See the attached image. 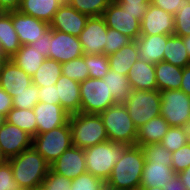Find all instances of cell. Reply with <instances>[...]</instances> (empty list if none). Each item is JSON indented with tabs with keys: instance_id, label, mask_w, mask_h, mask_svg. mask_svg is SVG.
<instances>
[{
	"instance_id": "d4e9b609",
	"label": "cell",
	"mask_w": 190,
	"mask_h": 190,
	"mask_svg": "<svg viewBox=\"0 0 190 190\" xmlns=\"http://www.w3.org/2000/svg\"><path fill=\"white\" fill-rule=\"evenodd\" d=\"M169 128V124L162 115L152 118L137 129L136 145L160 143Z\"/></svg>"
},
{
	"instance_id": "6da1fadb",
	"label": "cell",
	"mask_w": 190,
	"mask_h": 190,
	"mask_svg": "<svg viewBox=\"0 0 190 190\" xmlns=\"http://www.w3.org/2000/svg\"><path fill=\"white\" fill-rule=\"evenodd\" d=\"M145 158L140 146H129L116 162L106 185L117 190H138Z\"/></svg>"
},
{
	"instance_id": "f6af8a7d",
	"label": "cell",
	"mask_w": 190,
	"mask_h": 190,
	"mask_svg": "<svg viewBox=\"0 0 190 190\" xmlns=\"http://www.w3.org/2000/svg\"><path fill=\"white\" fill-rule=\"evenodd\" d=\"M71 181L50 169L42 184L47 190H71Z\"/></svg>"
},
{
	"instance_id": "5bb4252c",
	"label": "cell",
	"mask_w": 190,
	"mask_h": 190,
	"mask_svg": "<svg viewBox=\"0 0 190 190\" xmlns=\"http://www.w3.org/2000/svg\"><path fill=\"white\" fill-rule=\"evenodd\" d=\"M12 23L21 45H31L50 30L49 23L25 15L18 10L12 11Z\"/></svg>"
},
{
	"instance_id": "ab89813d",
	"label": "cell",
	"mask_w": 190,
	"mask_h": 190,
	"mask_svg": "<svg viewBox=\"0 0 190 190\" xmlns=\"http://www.w3.org/2000/svg\"><path fill=\"white\" fill-rule=\"evenodd\" d=\"M174 35L179 37L190 35V0H184V4L174 15Z\"/></svg>"
},
{
	"instance_id": "3957f363",
	"label": "cell",
	"mask_w": 190,
	"mask_h": 190,
	"mask_svg": "<svg viewBox=\"0 0 190 190\" xmlns=\"http://www.w3.org/2000/svg\"><path fill=\"white\" fill-rule=\"evenodd\" d=\"M128 147L125 143L107 140L84 149L87 172L106 183L116 162L122 158Z\"/></svg>"
},
{
	"instance_id": "e575fe53",
	"label": "cell",
	"mask_w": 190,
	"mask_h": 190,
	"mask_svg": "<svg viewBox=\"0 0 190 190\" xmlns=\"http://www.w3.org/2000/svg\"><path fill=\"white\" fill-rule=\"evenodd\" d=\"M113 0H66L78 12L92 16H102L104 10Z\"/></svg>"
},
{
	"instance_id": "e7e4bbea",
	"label": "cell",
	"mask_w": 190,
	"mask_h": 190,
	"mask_svg": "<svg viewBox=\"0 0 190 190\" xmlns=\"http://www.w3.org/2000/svg\"><path fill=\"white\" fill-rule=\"evenodd\" d=\"M103 190H117V189H113V188H110L107 185H105L104 188H103Z\"/></svg>"
},
{
	"instance_id": "8fae6325",
	"label": "cell",
	"mask_w": 190,
	"mask_h": 190,
	"mask_svg": "<svg viewBox=\"0 0 190 190\" xmlns=\"http://www.w3.org/2000/svg\"><path fill=\"white\" fill-rule=\"evenodd\" d=\"M102 16L108 28L119 31L131 40H137L140 36V21L114 1L104 10Z\"/></svg>"
},
{
	"instance_id": "9c48e42d",
	"label": "cell",
	"mask_w": 190,
	"mask_h": 190,
	"mask_svg": "<svg viewBox=\"0 0 190 190\" xmlns=\"http://www.w3.org/2000/svg\"><path fill=\"white\" fill-rule=\"evenodd\" d=\"M161 115L170 127L190 128V96L180 89L160 91Z\"/></svg>"
},
{
	"instance_id": "5b68a950",
	"label": "cell",
	"mask_w": 190,
	"mask_h": 190,
	"mask_svg": "<svg viewBox=\"0 0 190 190\" xmlns=\"http://www.w3.org/2000/svg\"><path fill=\"white\" fill-rule=\"evenodd\" d=\"M109 141L136 145L137 127L123 103H116L99 114Z\"/></svg>"
},
{
	"instance_id": "bcb514c9",
	"label": "cell",
	"mask_w": 190,
	"mask_h": 190,
	"mask_svg": "<svg viewBox=\"0 0 190 190\" xmlns=\"http://www.w3.org/2000/svg\"><path fill=\"white\" fill-rule=\"evenodd\" d=\"M17 181L13 177L12 167L6 160L0 164V190H17Z\"/></svg>"
},
{
	"instance_id": "ac0fdd59",
	"label": "cell",
	"mask_w": 190,
	"mask_h": 190,
	"mask_svg": "<svg viewBox=\"0 0 190 190\" xmlns=\"http://www.w3.org/2000/svg\"><path fill=\"white\" fill-rule=\"evenodd\" d=\"M33 111L37 123V134L65 125L70 117L60 104L38 102Z\"/></svg>"
},
{
	"instance_id": "f5cc1de1",
	"label": "cell",
	"mask_w": 190,
	"mask_h": 190,
	"mask_svg": "<svg viewBox=\"0 0 190 190\" xmlns=\"http://www.w3.org/2000/svg\"><path fill=\"white\" fill-rule=\"evenodd\" d=\"M180 90L190 96V65L183 68Z\"/></svg>"
},
{
	"instance_id": "44dd1931",
	"label": "cell",
	"mask_w": 190,
	"mask_h": 190,
	"mask_svg": "<svg viewBox=\"0 0 190 190\" xmlns=\"http://www.w3.org/2000/svg\"><path fill=\"white\" fill-rule=\"evenodd\" d=\"M60 98V105L69 114L80 112V83L61 75L55 84Z\"/></svg>"
},
{
	"instance_id": "7402d4cb",
	"label": "cell",
	"mask_w": 190,
	"mask_h": 190,
	"mask_svg": "<svg viewBox=\"0 0 190 190\" xmlns=\"http://www.w3.org/2000/svg\"><path fill=\"white\" fill-rule=\"evenodd\" d=\"M30 84H32V77L10 59L0 75V87L9 94L10 92H20Z\"/></svg>"
},
{
	"instance_id": "484cf974",
	"label": "cell",
	"mask_w": 190,
	"mask_h": 190,
	"mask_svg": "<svg viewBox=\"0 0 190 190\" xmlns=\"http://www.w3.org/2000/svg\"><path fill=\"white\" fill-rule=\"evenodd\" d=\"M183 68L161 61L155 64L157 90L180 89Z\"/></svg>"
},
{
	"instance_id": "d6986e66",
	"label": "cell",
	"mask_w": 190,
	"mask_h": 190,
	"mask_svg": "<svg viewBox=\"0 0 190 190\" xmlns=\"http://www.w3.org/2000/svg\"><path fill=\"white\" fill-rule=\"evenodd\" d=\"M128 80L132 90H156L155 64L139 58L129 70Z\"/></svg>"
},
{
	"instance_id": "4316f807",
	"label": "cell",
	"mask_w": 190,
	"mask_h": 190,
	"mask_svg": "<svg viewBox=\"0 0 190 190\" xmlns=\"http://www.w3.org/2000/svg\"><path fill=\"white\" fill-rule=\"evenodd\" d=\"M176 173L173 168L162 163L145 162L140 187H160L172 179Z\"/></svg>"
},
{
	"instance_id": "680465c9",
	"label": "cell",
	"mask_w": 190,
	"mask_h": 190,
	"mask_svg": "<svg viewBox=\"0 0 190 190\" xmlns=\"http://www.w3.org/2000/svg\"><path fill=\"white\" fill-rule=\"evenodd\" d=\"M138 190H163L160 187H140Z\"/></svg>"
},
{
	"instance_id": "7bdbcfd3",
	"label": "cell",
	"mask_w": 190,
	"mask_h": 190,
	"mask_svg": "<svg viewBox=\"0 0 190 190\" xmlns=\"http://www.w3.org/2000/svg\"><path fill=\"white\" fill-rule=\"evenodd\" d=\"M119 4L125 11L135 15V18L141 22L144 14L149 8L150 0H113Z\"/></svg>"
},
{
	"instance_id": "60d3db41",
	"label": "cell",
	"mask_w": 190,
	"mask_h": 190,
	"mask_svg": "<svg viewBox=\"0 0 190 190\" xmlns=\"http://www.w3.org/2000/svg\"><path fill=\"white\" fill-rule=\"evenodd\" d=\"M106 183L89 172H85L71 181V190H103Z\"/></svg>"
},
{
	"instance_id": "91938a15",
	"label": "cell",
	"mask_w": 190,
	"mask_h": 190,
	"mask_svg": "<svg viewBox=\"0 0 190 190\" xmlns=\"http://www.w3.org/2000/svg\"><path fill=\"white\" fill-rule=\"evenodd\" d=\"M6 116L0 113V128L5 124Z\"/></svg>"
},
{
	"instance_id": "f35d334b",
	"label": "cell",
	"mask_w": 190,
	"mask_h": 190,
	"mask_svg": "<svg viewBox=\"0 0 190 190\" xmlns=\"http://www.w3.org/2000/svg\"><path fill=\"white\" fill-rule=\"evenodd\" d=\"M90 78L103 79L110 70L108 56L105 54H84Z\"/></svg>"
},
{
	"instance_id": "83f0119b",
	"label": "cell",
	"mask_w": 190,
	"mask_h": 190,
	"mask_svg": "<svg viewBox=\"0 0 190 190\" xmlns=\"http://www.w3.org/2000/svg\"><path fill=\"white\" fill-rule=\"evenodd\" d=\"M21 43L12 23V11L0 19V52L10 58L20 49Z\"/></svg>"
},
{
	"instance_id": "9a60e30c",
	"label": "cell",
	"mask_w": 190,
	"mask_h": 190,
	"mask_svg": "<svg viewBox=\"0 0 190 190\" xmlns=\"http://www.w3.org/2000/svg\"><path fill=\"white\" fill-rule=\"evenodd\" d=\"M174 35V16L150 3L140 22V35Z\"/></svg>"
},
{
	"instance_id": "be15d7a7",
	"label": "cell",
	"mask_w": 190,
	"mask_h": 190,
	"mask_svg": "<svg viewBox=\"0 0 190 190\" xmlns=\"http://www.w3.org/2000/svg\"><path fill=\"white\" fill-rule=\"evenodd\" d=\"M7 12L0 7V19L6 14Z\"/></svg>"
},
{
	"instance_id": "d6a6232c",
	"label": "cell",
	"mask_w": 190,
	"mask_h": 190,
	"mask_svg": "<svg viewBox=\"0 0 190 190\" xmlns=\"http://www.w3.org/2000/svg\"><path fill=\"white\" fill-rule=\"evenodd\" d=\"M116 103H124L131 93L128 76L109 70L103 78Z\"/></svg>"
},
{
	"instance_id": "603a6c76",
	"label": "cell",
	"mask_w": 190,
	"mask_h": 190,
	"mask_svg": "<svg viewBox=\"0 0 190 190\" xmlns=\"http://www.w3.org/2000/svg\"><path fill=\"white\" fill-rule=\"evenodd\" d=\"M64 0H21L18 11L50 23Z\"/></svg>"
},
{
	"instance_id": "9f6ffc18",
	"label": "cell",
	"mask_w": 190,
	"mask_h": 190,
	"mask_svg": "<svg viewBox=\"0 0 190 190\" xmlns=\"http://www.w3.org/2000/svg\"><path fill=\"white\" fill-rule=\"evenodd\" d=\"M10 60V57L8 55L3 54L0 52V75L2 74L5 65L8 63Z\"/></svg>"
},
{
	"instance_id": "f546056e",
	"label": "cell",
	"mask_w": 190,
	"mask_h": 190,
	"mask_svg": "<svg viewBox=\"0 0 190 190\" xmlns=\"http://www.w3.org/2000/svg\"><path fill=\"white\" fill-rule=\"evenodd\" d=\"M163 61L184 68L190 65V57L184 46L182 37L171 35L164 49Z\"/></svg>"
},
{
	"instance_id": "7c38bea8",
	"label": "cell",
	"mask_w": 190,
	"mask_h": 190,
	"mask_svg": "<svg viewBox=\"0 0 190 190\" xmlns=\"http://www.w3.org/2000/svg\"><path fill=\"white\" fill-rule=\"evenodd\" d=\"M49 51L50 59L61 64L84 55L78 37L54 29H51Z\"/></svg>"
},
{
	"instance_id": "4fadbf2b",
	"label": "cell",
	"mask_w": 190,
	"mask_h": 190,
	"mask_svg": "<svg viewBox=\"0 0 190 190\" xmlns=\"http://www.w3.org/2000/svg\"><path fill=\"white\" fill-rule=\"evenodd\" d=\"M33 137L19 127L8 122L0 128V149L5 160L32 147Z\"/></svg>"
},
{
	"instance_id": "30bf717a",
	"label": "cell",
	"mask_w": 190,
	"mask_h": 190,
	"mask_svg": "<svg viewBox=\"0 0 190 190\" xmlns=\"http://www.w3.org/2000/svg\"><path fill=\"white\" fill-rule=\"evenodd\" d=\"M107 25L103 16L89 17L78 36L84 54H105Z\"/></svg>"
},
{
	"instance_id": "4dcf8cb0",
	"label": "cell",
	"mask_w": 190,
	"mask_h": 190,
	"mask_svg": "<svg viewBox=\"0 0 190 190\" xmlns=\"http://www.w3.org/2000/svg\"><path fill=\"white\" fill-rule=\"evenodd\" d=\"M62 64L56 60L46 58L32 76V83L38 87H46L56 84L61 73Z\"/></svg>"
},
{
	"instance_id": "8d00e7d4",
	"label": "cell",
	"mask_w": 190,
	"mask_h": 190,
	"mask_svg": "<svg viewBox=\"0 0 190 190\" xmlns=\"http://www.w3.org/2000/svg\"><path fill=\"white\" fill-rule=\"evenodd\" d=\"M61 70L62 75L79 83L83 82L87 78H90L87 65L84 61V55L62 63Z\"/></svg>"
},
{
	"instance_id": "ffe728a7",
	"label": "cell",
	"mask_w": 190,
	"mask_h": 190,
	"mask_svg": "<svg viewBox=\"0 0 190 190\" xmlns=\"http://www.w3.org/2000/svg\"><path fill=\"white\" fill-rule=\"evenodd\" d=\"M171 35H140L136 42L139 49V58L157 64L163 61L164 49Z\"/></svg>"
},
{
	"instance_id": "74e56055",
	"label": "cell",
	"mask_w": 190,
	"mask_h": 190,
	"mask_svg": "<svg viewBox=\"0 0 190 190\" xmlns=\"http://www.w3.org/2000/svg\"><path fill=\"white\" fill-rule=\"evenodd\" d=\"M140 147L143 151L145 162L162 163L172 167V152L160 143L142 145Z\"/></svg>"
},
{
	"instance_id": "11a10c76",
	"label": "cell",
	"mask_w": 190,
	"mask_h": 190,
	"mask_svg": "<svg viewBox=\"0 0 190 190\" xmlns=\"http://www.w3.org/2000/svg\"><path fill=\"white\" fill-rule=\"evenodd\" d=\"M182 181V184L186 186L187 190H190V167L177 174Z\"/></svg>"
},
{
	"instance_id": "7a4b0ae2",
	"label": "cell",
	"mask_w": 190,
	"mask_h": 190,
	"mask_svg": "<svg viewBox=\"0 0 190 190\" xmlns=\"http://www.w3.org/2000/svg\"><path fill=\"white\" fill-rule=\"evenodd\" d=\"M7 161L12 167L14 179L22 188L33 189L41 185L50 170V164L33 146Z\"/></svg>"
},
{
	"instance_id": "2e32d148",
	"label": "cell",
	"mask_w": 190,
	"mask_h": 190,
	"mask_svg": "<svg viewBox=\"0 0 190 190\" xmlns=\"http://www.w3.org/2000/svg\"><path fill=\"white\" fill-rule=\"evenodd\" d=\"M89 16L78 12L66 1L58 8L50 28L78 37L86 26Z\"/></svg>"
},
{
	"instance_id": "277c9868",
	"label": "cell",
	"mask_w": 190,
	"mask_h": 190,
	"mask_svg": "<svg viewBox=\"0 0 190 190\" xmlns=\"http://www.w3.org/2000/svg\"><path fill=\"white\" fill-rule=\"evenodd\" d=\"M72 146L86 149L108 140L99 114L76 113L69 117Z\"/></svg>"
},
{
	"instance_id": "ee69618b",
	"label": "cell",
	"mask_w": 190,
	"mask_h": 190,
	"mask_svg": "<svg viewBox=\"0 0 190 190\" xmlns=\"http://www.w3.org/2000/svg\"><path fill=\"white\" fill-rule=\"evenodd\" d=\"M190 167V142L172 152V168L176 174Z\"/></svg>"
},
{
	"instance_id": "6f0895ef",
	"label": "cell",
	"mask_w": 190,
	"mask_h": 190,
	"mask_svg": "<svg viewBox=\"0 0 190 190\" xmlns=\"http://www.w3.org/2000/svg\"><path fill=\"white\" fill-rule=\"evenodd\" d=\"M186 51L190 57V35L182 37Z\"/></svg>"
},
{
	"instance_id": "e0dca14e",
	"label": "cell",
	"mask_w": 190,
	"mask_h": 190,
	"mask_svg": "<svg viewBox=\"0 0 190 190\" xmlns=\"http://www.w3.org/2000/svg\"><path fill=\"white\" fill-rule=\"evenodd\" d=\"M50 169L68 179H75L87 172L84 149L71 146L57 160L50 164Z\"/></svg>"
},
{
	"instance_id": "6125c7cd",
	"label": "cell",
	"mask_w": 190,
	"mask_h": 190,
	"mask_svg": "<svg viewBox=\"0 0 190 190\" xmlns=\"http://www.w3.org/2000/svg\"><path fill=\"white\" fill-rule=\"evenodd\" d=\"M6 160L5 158L3 157V154L1 152V149H0V164L4 163Z\"/></svg>"
},
{
	"instance_id": "b9f144b4",
	"label": "cell",
	"mask_w": 190,
	"mask_h": 190,
	"mask_svg": "<svg viewBox=\"0 0 190 190\" xmlns=\"http://www.w3.org/2000/svg\"><path fill=\"white\" fill-rule=\"evenodd\" d=\"M107 40L105 45V55L109 56L110 54L115 53L125 45H127L132 40L121 34L119 31L107 28L106 34Z\"/></svg>"
},
{
	"instance_id": "03108f58",
	"label": "cell",
	"mask_w": 190,
	"mask_h": 190,
	"mask_svg": "<svg viewBox=\"0 0 190 190\" xmlns=\"http://www.w3.org/2000/svg\"><path fill=\"white\" fill-rule=\"evenodd\" d=\"M17 190H33V189L19 187Z\"/></svg>"
},
{
	"instance_id": "52a82bcc",
	"label": "cell",
	"mask_w": 190,
	"mask_h": 190,
	"mask_svg": "<svg viewBox=\"0 0 190 190\" xmlns=\"http://www.w3.org/2000/svg\"><path fill=\"white\" fill-rule=\"evenodd\" d=\"M32 146L49 164H52L72 146L69 121L65 125L34 136Z\"/></svg>"
},
{
	"instance_id": "1f68e13d",
	"label": "cell",
	"mask_w": 190,
	"mask_h": 190,
	"mask_svg": "<svg viewBox=\"0 0 190 190\" xmlns=\"http://www.w3.org/2000/svg\"><path fill=\"white\" fill-rule=\"evenodd\" d=\"M6 122L19 127L32 137L37 135V123L33 109L12 107L6 115Z\"/></svg>"
},
{
	"instance_id": "836d02e7",
	"label": "cell",
	"mask_w": 190,
	"mask_h": 190,
	"mask_svg": "<svg viewBox=\"0 0 190 190\" xmlns=\"http://www.w3.org/2000/svg\"><path fill=\"white\" fill-rule=\"evenodd\" d=\"M190 142L189 127H170L160 144L167 150L174 152Z\"/></svg>"
},
{
	"instance_id": "7dc6e473",
	"label": "cell",
	"mask_w": 190,
	"mask_h": 190,
	"mask_svg": "<svg viewBox=\"0 0 190 190\" xmlns=\"http://www.w3.org/2000/svg\"><path fill=\"white\" fill-rule=\"evenodd\" d=\"M39 102L48 104H60V98L57 93V88L54 85L39 87Z\"/></svg>"
},
{
	"instance_id": "c3c4849f",
	"label": "cell",
	"mask_w": 190,
	"mask_h": 190,
	"mask_svg": "<svg viewBox=\"0 0 190 190\" xmlns=\"http://www.w3.org/2000/svg\"><path fill=\"white\" fill-rule=\"evenodd\" d=\"M150 3L174 16L178 8L184 4V0H150Z\"/></svg>"
},
{
	"instance_id": "681fc988",
	"label": "cell",
	"mask_w": 190,
	"mask_h": 190,
	"mask_svg": "<svg viewBox=\"0 0 190 190\" xmlns=\"http://www.w3.org/2000/svg\"><path fill=\"white\" fill-rule=\"evenodd\" d=\"M51 38V28L49 31H47L42 38L38 39L36 42H33L31 46L33 48H37L38 51L41 52V54L45 58H50V51H49V39Z\"/></svg>"
},
{
	"instance_id": "94428289",
	"label": "cell",
	"mask_w": 190,
	"mask_h": 190,
	"mask_svg": "<svg viewBox=\"0 0 190 190\" xmlns=\"http://www.w3.org/2000/svg\"><path fill=\"white\" fill-rule=\"evenodd\" d=\"M33 190H47V189L45 188V186L43 184H41V185L34 187Z\"/></svg>"
},
{
	"instance_id": "cb8c5ba5",
	"label": "cell",
	"mask_w": 190,
	"mask_h": 190,
	"mask_svg": "<svg viewBox=\"0 0 190 190\" xmlns=\"http://www.w3.org/2000/svg\"><path fill=\"white\" fill-rule=\"evenodd\" d=\"M139 59V49L136 40L108 56L109 67L122 75L128 76L132 65Z\"/></svg>"
},
{
	"instance_id": "ba28073f",
	"label": "cell",
	"mask_w": 190,
	"mask_h": 190,
	"mask_svg": "<svg viewBox=\"0 0 190 190\" xmlns=\"http://www.w3.org/2000/svg\"><path fill=\"white\" fill-rule=\"evenodd\" d=\"M80 98V112L86 114H100L116 104L106 81L101 78H87L81 82Z\"/></svg>"
},
{
	"instance_id": "8992f818",
	"label": "cell",
	"mask_w": 190,
	"mask_h": 190,
	"mask_svg": "<svg viewBox=\"0 0 190 190\" xmlns=\"http://www.w3.org/2000/svg\"><path fill=\"white\" fill-rule=\"evenodd\" d=\"M137 129L161 115L160 91L131 90L123 103Z\"/></svg>"
},
{
	"instance_id": "f907efd6",
	"label": "cell",
	"mask_w": 190,
	"mask_h": 190,
	"mask_svg": "<svg viewBox=\"0 0 190 190\" xmlns=\"http://www.w3.org/2000/svg\"><path fill=\"white\" fill-rule=\"evenodd\" d=\"M12 97L0 87V113L7 115L9 110L13 107Z\"/></svg>"
},
{
	"instance_id": "816d5d0a",
	"label": "cell",
	"mask_w": 190,
	"mask_h": 190,
	"mask_svg": "<svg viewBox=\"0 0 190 190\" xmlns=\"http://www.w3.org/2000/svg\"><path fill=\"white\" fill-rule=\"evenodd\" d=\"M162 188L163 190H187L186 186L182 184V181L177 174L164 184Z\"/></svg>"
},
{
	"instance_id": "db71d44e",
	"label": "cell",
	"mask_w": 190,
	"mask_h": 190,
	"mask_svg": "<svg viewBox=\"0 0 190 190\" xmlns=\"http://www.w3.org/2000/svg\"><path fill=\"white\" fill-rule=\"evenodd\" d=\"M21 0H0V7L7 13L19 9Z\"/></svg>"
},
{
	"instance_id": "f1b7e54d",
	"label": "cell",
	"mask_w": 190,
	"mask_h": 190,
	"mask_svg": "<svg viewBox=\"0 0 190 190\" xmlns=\"http://www.w3.org/2000/svg\"><path fill=\"white\" fill-rule=\"evenodd\" d=\"M10 59L32 77L46 58L37 48L35 49L31 45H22Z\"/></svg>"
},
{
	"instance_id": "d590c367",
	"label": "cell",
	"mask_w": 190,
	"mask_h": 190,
	"mask_svg": "<svg viewBox=\"0 0 190 190\" xmlns=\"http://www.w3.org/2000/svg\"><path fill=\"white\" fill-rule=\"evenodd\" d=\"M38 92L39 87L32 83L26 89L20 92H10L9 95L12 97L13 107L19 109H33L39 102Z\"/></svg>"
}]
</instances>
